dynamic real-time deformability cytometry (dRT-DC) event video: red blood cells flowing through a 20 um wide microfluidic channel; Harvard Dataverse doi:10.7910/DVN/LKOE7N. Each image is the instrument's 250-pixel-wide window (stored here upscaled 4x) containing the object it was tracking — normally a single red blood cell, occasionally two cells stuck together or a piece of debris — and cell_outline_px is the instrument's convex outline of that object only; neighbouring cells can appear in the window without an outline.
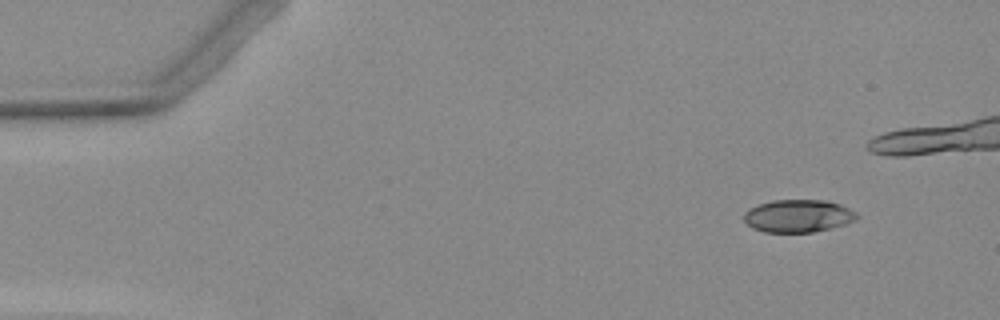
{"species": "Egyptian fruit bat (a non-hibernating species)", "species_latin": "Rousettus aegyptiacus", "temperature_condition": "warm", "stored_images_in_passage": 5, "camera_frame_rate_fps": 3000, "um_per_image_px": 0.085, "animal": {"sex": "female"}, "frame": {"image": 1, "passage_image": 2, "time_ms": 1.333, "image_size_px": [1000, 320], "cell_outline_px": [[860, 216], [856, 220], [844, 224], [812, 232], [764, 232], [752, 228], [744, 220], [744, 212], [748, 208], [772, 200], [824, 200], [840, 204], [856, 212]], "centroid_in_image_um": [67.83, 18.35], "position_along_channel_um": 17.2, "area_um2": 21.44}}